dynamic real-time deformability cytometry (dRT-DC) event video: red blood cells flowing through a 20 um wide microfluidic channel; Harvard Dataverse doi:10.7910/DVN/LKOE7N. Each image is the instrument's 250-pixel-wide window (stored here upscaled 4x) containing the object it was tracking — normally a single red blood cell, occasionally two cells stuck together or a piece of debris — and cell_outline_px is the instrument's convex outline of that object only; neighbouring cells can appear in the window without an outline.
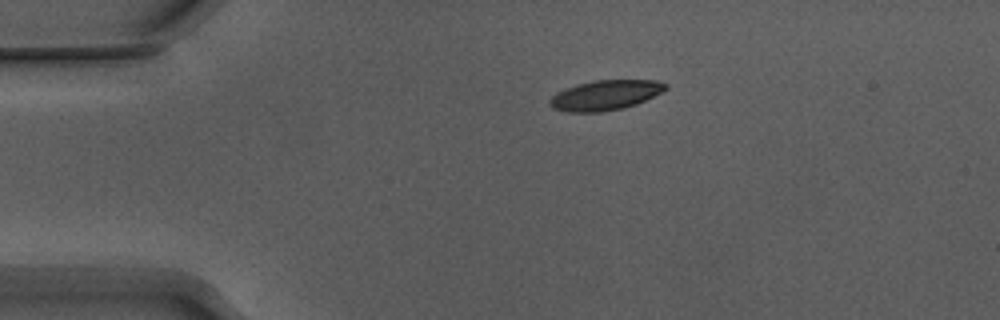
{"species": "Egyptian fruit bat (a non-hibernating species)", "species_latin": "Rousettus aegyptiacus", "temperature_condition": "warm", "stored_images_in_passage": 44, "camera_frame_rate_fps": 3000, "um_per_image_px": 0.085, "animal": {"sex": "male"}, "frame": {"image": 1, "passage_image": 1, "time_ms": 0.0, "image_size_px": [1000, 320], "cell_outline_px": [[668, 88], [636, 104], [624, 108], [600, 112], [568, 112], [552, 108], [548, 104], [548, 100], [556, 92], [576, 84], [596, 80], [656, 80], [668, 84]], "centroid_in_image_um": [51.41, 8.09], "position_along_channel_um": 33.6, "area_um2": 20.23}}
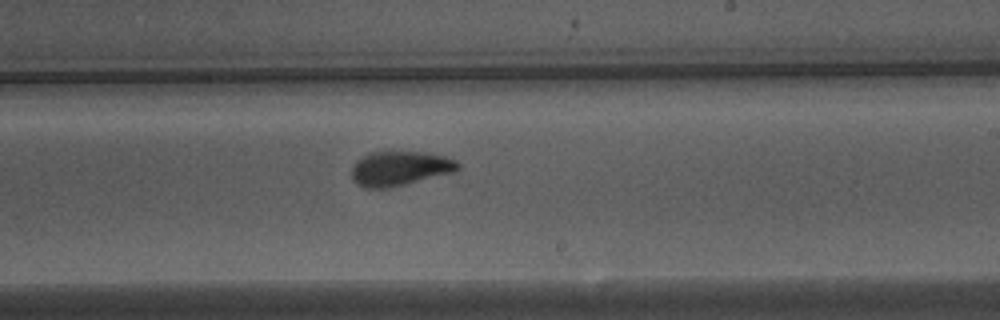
{"frame": {"image": 2, "passage_image": 22, "time_ms": 7.0, "image_size_px": [1000, 320], "cell_outline_px": [[460, 168], [452, 172], [388, 188], [364, 188], [356, 184], [352, 180], [352, 168], [356, 160], [368, 152], [388, 148], [424, 152], [444, 156], [456, 160], [460, 164]], "centroid_in_image_um": [33.92, 14.26], "position_along_channel_um": 255.1, "area_um2": 22.08}}
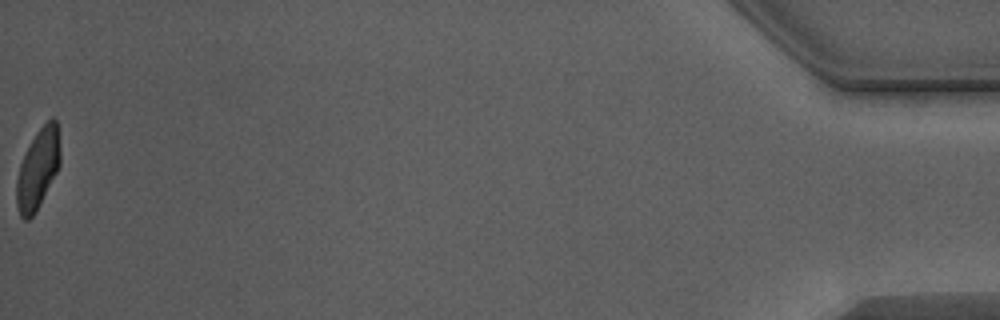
{"frame": {"image": 3, "passage_image": 44, "time_ms": 14.333, "image_size_px": [1000, 320], "cell_outline_px": [[60, 164], [56, 172], [32, 216], [28, 220], [24, 220], [20, 216], [16, 204], [16, 180], [20, 164], [36, 132], [52, 116], [56, 120], [60, 148]], "centroid_in_image_um": [3.21, 14.34], "position_along_channel_um": 432.0, "area_um2": 19.83}, "authors_computed_cell_mechanics": {"area_um2": 21.4438, "velocity_mm_per_s": 3.8421, "shape_relaxation_time_tau1_ms": 3.4518, "shape_relaxation_time_tau2_ms": 1.482, "deformation_change_tau1": 0.1708, "deformation_change_tau2": 0.0592}}